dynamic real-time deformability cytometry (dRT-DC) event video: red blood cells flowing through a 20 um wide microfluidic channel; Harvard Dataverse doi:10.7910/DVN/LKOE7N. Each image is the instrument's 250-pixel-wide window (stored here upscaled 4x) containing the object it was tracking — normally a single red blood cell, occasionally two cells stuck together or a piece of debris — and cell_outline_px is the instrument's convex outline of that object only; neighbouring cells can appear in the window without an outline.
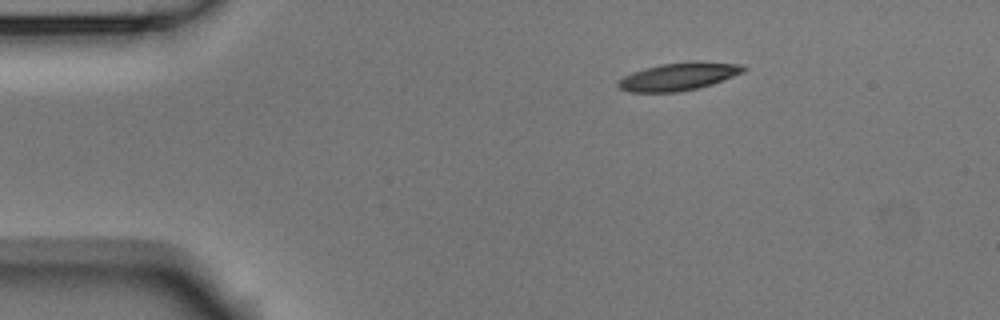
{"species": "Egyptian fruit bat (a non-hibernating species)", "species_latin": "Rousettus aegyptiacus", "temperature_condition": "room temperature", "stored_images_in_passage": 5, "camera_frame_rate_fps": 3000, "um_per_image_px": 0.085, "animal": {"sex": "male"}, "frame": {"image": 1, "passage_image": 5, "time_ms": 1.333, "image_size_px": [1000, 320], "cell_outline_px": [[748, 68], [744, 72], [712, 84], [696, 88], [676, 92], [628, 92], [620, 88], [616, 84], [624, 76], [632, 72], [644, 68], [660, 64], [740, 64]], "centroid_in_image_um": [57.6, 6.55], "position_along_channel_um": 27.4, "area_um2": 19.19}}